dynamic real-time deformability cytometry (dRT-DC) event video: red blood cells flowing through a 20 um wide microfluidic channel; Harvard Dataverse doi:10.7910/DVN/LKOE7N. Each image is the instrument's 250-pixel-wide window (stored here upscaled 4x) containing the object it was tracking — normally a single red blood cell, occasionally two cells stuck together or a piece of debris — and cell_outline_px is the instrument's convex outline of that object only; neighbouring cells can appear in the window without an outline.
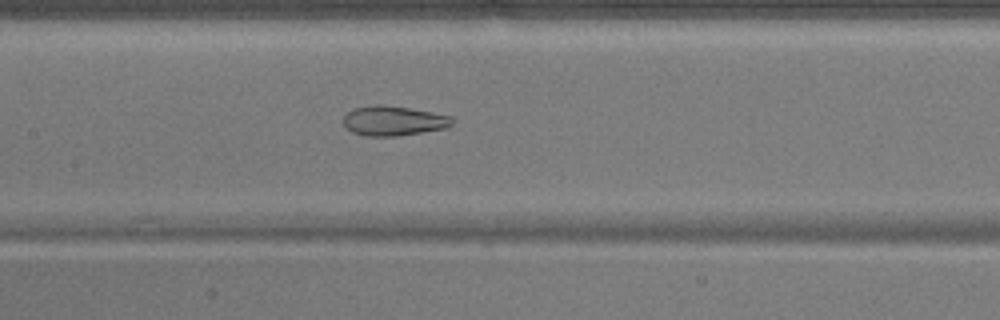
{"species": "common noctule bat (a hibernating species)", "species_latin": "Nyctalus noctula", "temperature_condition": "warm", "stored_images_in_passage": 42, "camera_frame_rate_fps": 3000, "um_per_image_px": 0.085, "animal": {"sex": "male", "body_mass_g": 17.9}, "frame": {"image": 1, "passage_image": 15, "time_ms": 4.667, "image_size_px": [1000, 320], "cell_outline_px": [[456, 120], [448, 128], [396, 136], [364, 136], [352, 132], [344, 128], [344, 116], [352, 108], [372, 104], [384, 104], [456, 116]], "centroid_in_image_um": [33.47, 10.26], "position_along_channel_um": 173.9, "area_um2": 19.31}}
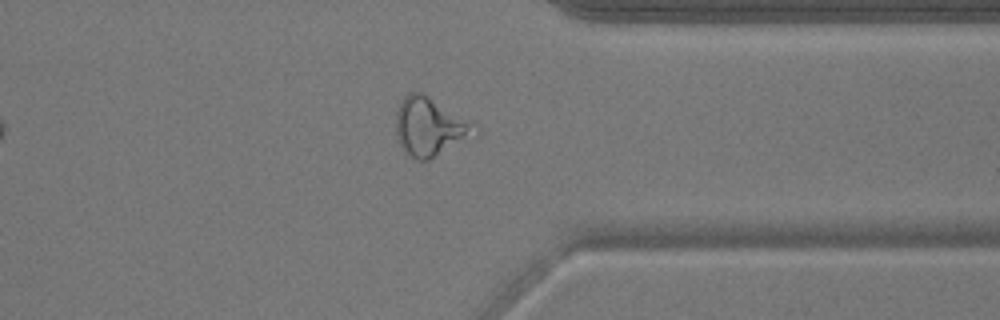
{"frame": {"image": 2, "passage_image": 31, "time_ms": 10.0, "image_size_px": [1000, 320], "cell_outline_px": [[472, 132], [428, 160], [416, 160], [400, 144], [396, 136], [396, 112], [400, 100], [408, 92], [420, 92], [428, 96], [468, 120], [472, 128]], "centroid_in_image_um": [36.37, 10.72], "position_along_channel_um": 375.0, "area_um2": 25.09}}
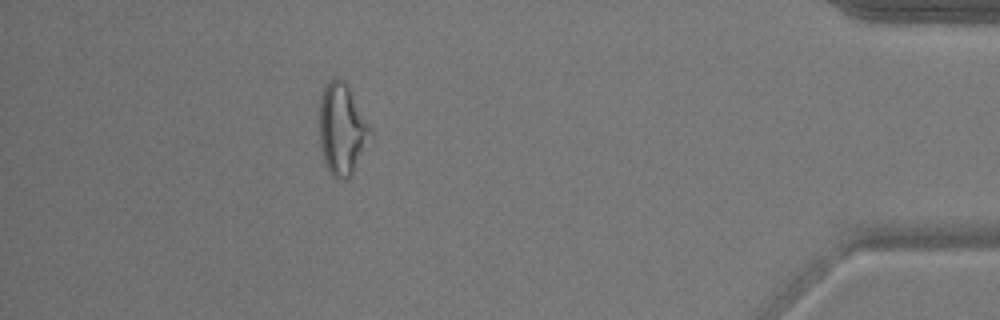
{"frame": {"image": 3, "passage_image": 37, "time_ms": 12.0, "image_size_px": [1000, 320], "cell_outline_px": [[372, 136], [352, 176], [344, 180], [336, 180], [332, 176], [324, 160], [320, 144], [320, 96], [328, 80], [332, 76], [340, 76], [348, 84], [372, 128]], "centroid_in_image_um": [29.09, 10.96], "position_along_channel_um": 406.1, "area_um2": 27.74}, "authors_computed_cell_mechanics": {"area_um2": 23.7269, "velocity_mm_per_s": 3.8683, "shape_relaxation_time_tau1_ms": null, "shape_relaxation_time_tau2_ms": 2.0562, "deformation_change_tau1": null, "deformation_change_tau2": 0.1105}}